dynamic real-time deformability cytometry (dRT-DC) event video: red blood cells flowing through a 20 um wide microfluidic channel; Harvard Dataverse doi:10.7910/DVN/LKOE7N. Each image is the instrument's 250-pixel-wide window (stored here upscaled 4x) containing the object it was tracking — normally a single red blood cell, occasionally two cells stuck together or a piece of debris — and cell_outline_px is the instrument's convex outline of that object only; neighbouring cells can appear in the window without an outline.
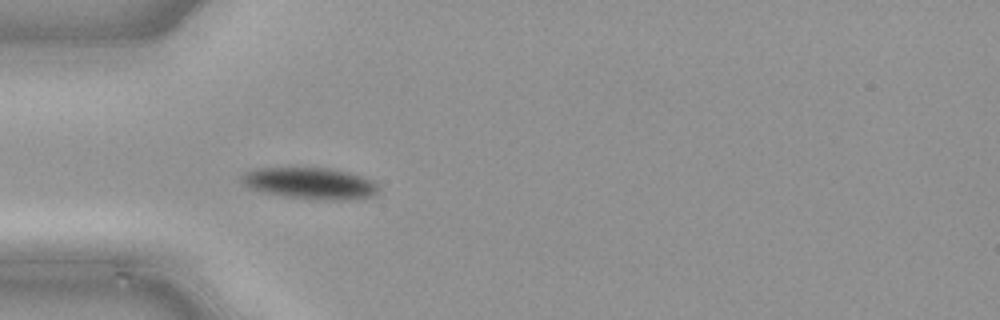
{"species": "common noctule bat (a hibernating species)", "species_latin": "Nyctalus noctula", "temperature_condition": "cold", "stored_images_in_passage": 35, "camera_frame_rate_fps": 3000, "um_per_image_px": 0.085, "animal": {"sex": "male", "body_mass_g": 21.5, "forearm_length_mm": 52.0}, "frame": {"image": 1, "passage_image": 6, "time_ms": 1.667, "image_size_px": [1000, 320], "cell_outline_px": [[380, 188], [372, 196], [344, 200], [320, 200], [284, 196], [260, 192], [248, 188], [240, 180], [240, 176], [244, 172], [256, 168], [328, 168], [348, 172], [368, 180], [376, 184]], "centroid_in_image_um": [26.27, 15.59], "position_along_channel_um": 58.7, "area_um2": 25.03}}